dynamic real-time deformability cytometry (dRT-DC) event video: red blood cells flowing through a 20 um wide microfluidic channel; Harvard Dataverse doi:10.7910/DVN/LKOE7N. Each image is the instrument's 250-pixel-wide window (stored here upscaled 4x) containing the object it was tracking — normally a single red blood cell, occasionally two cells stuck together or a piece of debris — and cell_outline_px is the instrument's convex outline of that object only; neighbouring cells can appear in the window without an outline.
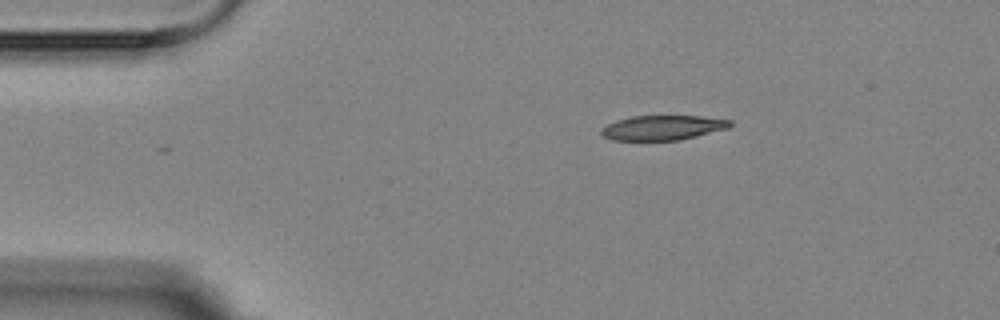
{"species": "Egyptian fruit bat (a non-hibernating species)", "species_latin": "Rousettus aegyptiacus", "temperature_condition": "room temperature", "stored_images_in_passage": 2, "camera_frame_rate_fps": 3000, "um_per_image_px": 0.085, "animal": {"sex": "female"}, "frame": {"image": 1, "passage_image": 1, "time_ms": 0.0, "image_size_px": [1000, 320], "cell_outline_px": [[732, 124], [728, 128], [680, 140], [612, 140], [604, 136], [600, 132], [600, 128], [616, 120], [632, 116], [700, 116], [732, 120]], "centroid_in_image_um": [56.32, 10.85], "position_along_channel_um": 28.7, "area_um2": 18.5}}